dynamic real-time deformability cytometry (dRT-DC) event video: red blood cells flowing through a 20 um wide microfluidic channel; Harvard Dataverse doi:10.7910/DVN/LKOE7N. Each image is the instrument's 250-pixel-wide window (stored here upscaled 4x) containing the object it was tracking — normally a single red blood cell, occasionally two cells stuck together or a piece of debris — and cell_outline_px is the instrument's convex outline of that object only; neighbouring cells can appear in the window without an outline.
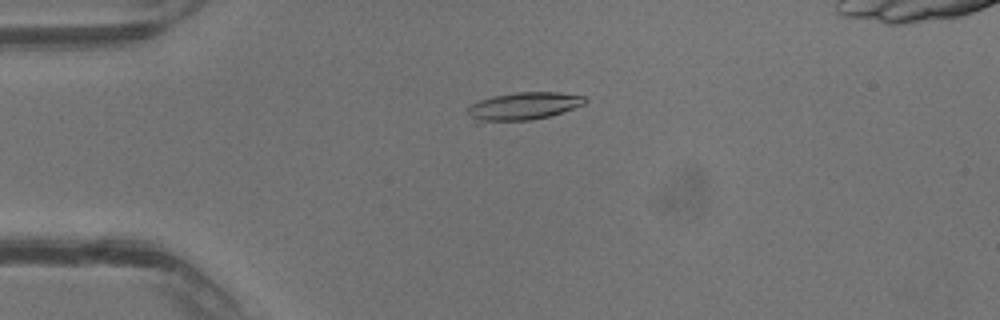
{"species": "common noctule bat (a hibernating species)", "species_latin": "Nyctalus noctula", "temperature_condition": "warm", "stored_images_in_passage": 40, "camera_frame_rate_fps": 3000, "um_per_image_px": 0.085, "animal": {"sex": "male", "body_mass_g": 13.3}, "frame": {"image": 1, "passage_image": 10, "time_ms": 3.0, "image_size_px": [1000, 320], "cell_outline_px": [[588, 100], [584, 104], [548, 116], [532, 120], [476, 124], [472, 124], [464, 112], [472, 104], [480, 100], [492, 96], [516, 92], [560, 92], [584, 96]], "centroid_in_image_um": [44.33, 9.06], "position_along_channel_um": 40.7, "area_um2": 19.65}}
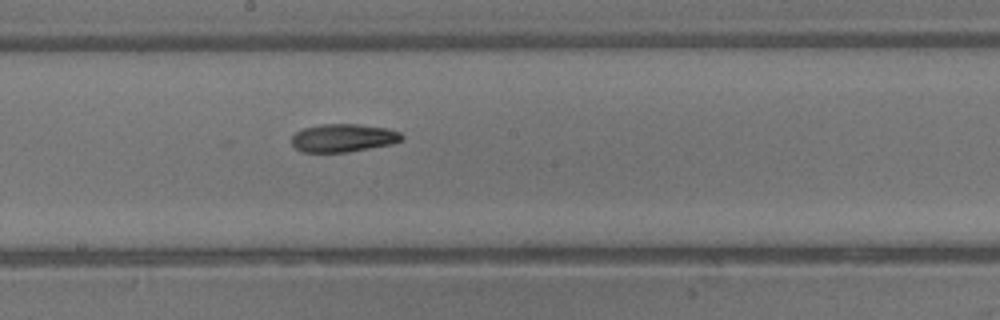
{"frame": {"image": 2, "passage_image": 22, "time_ms": 7.0, "image_size_px": [1000, 320], "cell_outline_px": [[404, 140], [392, 144], [348, 152], [304, 152], [296, 148], [292, 144], [292, 136], [296, 132], [304, 128], [320, 124], [356, 124], [388, 128], [400, 132], [404, 136]], "centroid_in_image_um": [29.21, 11.72], "position_along_channel_um": 219.0, "area_um2": 18.09}}
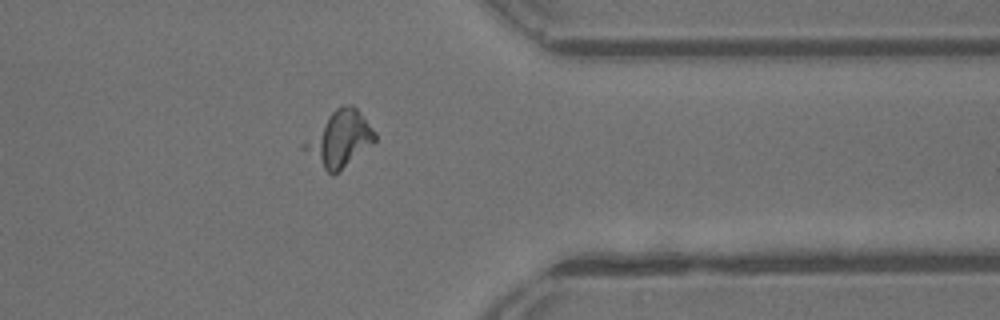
{"frame": {"image": 3, "passage_image": 32, "time_ms": 10.333, "image_size_px": [1000, 320], "cell_outline_px": [[376, 140], [372, 144], [332, 176], [300, 148], [300, 144], [336, 108], [344, 104], [352, 104], [360, 112], [376, 132]], "centroid_in_image_um": [28.84, 11.8], "position_along_channel_um": 382.6, "area_um2": 22.54}}